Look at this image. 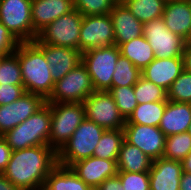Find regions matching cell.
Instances as JSON below:
<instances>
[{
	"instance_id": "cell-29",
	"label": "cell",
	"mask_w": 191,
	"mask_h": 190,
	"mask_svg": "<svg viewBox=\"0 0 191 190\" xmlns=\"http://www.w3.org/2000/svg\"><path fill=\"white\" fill-rule=\"evenodd\" d=\"M141 76V70L120 55L112 77V87L134 86Z\"/></svg>"
},
{
	"instance_id": "cell-11",
	"label": "cell",
	"mask_w": 191,
	"mask_h": 190,
	"mask_svg": "<svg viewBox=\"0 0 191 190\" xmlns=\"http://www.w3.org/2000/svg\"><path fill=\"white\" fill-rule=\"evenodd\" d=\"M86 118L106 130L124 129L126 120L108 91H95L84 102Z\"/></svg>"
},
{
	"instance_id": "cell-36",
	"label": "cell",
	"mask_w": 191,
	"mask_h": 190,
	"mask_svg": "<svg viewBox=\"0 0 191 190\" xmlns=\"http://www.w3.org/2000/svg\"><path fill=\"white\" fill-rule=\"evenodd\" d=\"M117 176L125 190H150L149 172L118 171Z\"/></svg>"
},
{
	"instance_id": "cell-9",
	"label": "cell",
	"mask_w": 191,
	"mask_h": 190,
	"mask_svg": "<svg viewBox=\"0 0 191 190\" xmlns=\"http://www.w3.org/2000/svg\"><path fill=\"white\" fill-rule=\"evenodd\" d=\"M32 0H0V22L19 42H32L37 38L34 31Z\"/></svg>"
},
{
	"instance_id": "cell-24",
	"label": "cell",
	"mask_w": 191,
	"mask_h": 190,
	"mask_svg": "<svg viewBox=\"0 0 191 190\" xmlns=\"http://www.w3.org/2000/svg\"><path fill=\"white\" fill-rule=\"evenodd\" d=\"M45 187L49 190H91L82 179H80L70 167L57 164L48 174Z\"/></svg>"
},
{
	"instance_id": "cell-2",
	"label": "cell",
	"mask_w": 191,
	"mask_h": 190,
	"mask_svg": "<svg viewBox=\"0 0 191 190\" xmlns=\"http://www.w3.org/2000/svg\"><path fill=\"white\" fill-rule=\"evenodd\" d=\"M15 53L21 66L25 92L41 95L46 100L55 82L44 52L32 41L20 42Z\"/></svg>"
},
{
	"instance_id": "cell-49",
	"label": "cell",
	"mask_w": 191,
	"mask_h": 190,
	"mask_svg": "<svg viewBox=\"0 0 191 190\" xmlns=\"http://www.w3.org/2000/svg\"><path fill=\"white\" fill-rule=\"evenodd\" d=\"M91 190H101L99 187L91 188Z\"/></svg>"
},
{
	"instance_id": "cell-46",
	"label": "cell",
	"mask_w": 191,
	"mask_h": 190,
	"mask_svg": "<svg viewBox=\"0 0 191 190\" xmlns=\"http://www.w3.org/2000/svg\"><path fill=\"white\" fill-rule=\"evenodd\" d=\"M33 190H49V189L47 187H45L44 185H42V186H39Z\"/></svg>"
},
{
	"instance_id": "cell-18",
	"label": "cell",
	"mask_w": 191,
	"mask_h": 190,
	"mask_svg": "<svg viewBox=\"0 0 191 190\" xmlns=\"http://www.w3.org/2000/svg\"><path fill=\"white\" fill-rule=\"evenodd\" d=\"M109 15L113 23L114 45L119 47L121 44L143 35V23L120 0L114 5Z\"/></svg>"
},
{
	"instance_id": "cell-3",
	"label": "cell",
	"mask_w": 191,
	"mask_h": 190,
	"mask_svg": "<svg viewBox=\"0 0 191 190\" xmlns=\"http://www.w3.org/2000/svg\"><path fill=\"white\" fill-rule=\"evenodd\" d=\"M51 128V108L46 102L25 121L6 132L2 137L13 151L48 145Z\"/></svg>"
},
{
	"instance_id": "cell-20",
	"label": "cell",
	"mask_w": 191,
	"mask_h": 190,
	"mask_svg": "<svg viewBox=\"0 0 191 190\" xmlns=\"http://www.w3.org/2000/svg\"><path fill=\"white\" fill-rule=\"evenodd\" d=\"M72 10H74L72 0H32L31 15L34 31L38 34L51 22Z\"/></svg>"
},
{
	"instance_id": "cell-45",
	"label": "cell",
	"mask_w": 191,
	"mask_h": 190,
	"mask_svg": "<svg viewBox=\"0 0 191 190\" xmlns=\"http://www.w3.org/2000/svg\"><path fill=\"white\" fill-rule=\"evenodd\" d=\"M185 41H186V43H190L191 44V29H190V32H189V34H188V36H187Z\"/></svg>"
},
{
	"instance_id": "cell-14",
	"label": "cell",
	"mask_w": 191,
	"mask_h": 190,
	"mask_svg": "<svg viewBox=\"0 0 191 190\" xmlns=\"http://www.w3.org/2000/svg\"><path fill=\"white\" fill-rule=\"evenodd\" d=\"M45 103L41 95L26 92L11 104L0 105V136L25 121Z\"/></svg>"
},
{
	"instance_id": "cell-27",
	"label": "cell",
	"mask_w": 191,
	"mask_h": 190,
	"mask_svg": "<svg viewBox=\"0 0 191 190\" xmlns=\"http://www.w3.org/2000/svg\"><path fill=\"white\" fill-rule=\"evenodd\" d=\"M124 140V129L105 130L93 152V156L102 159L117 160Z\"/></svg>"
},
{
	"instance_id": "cell-23",
	"label": "cell",
	"mask_w": 191,
	"mask_h": 190,
	"mask_svg": "<svg viewBox=\"0 0 191 190\" xmlns=\"http://www.w3.org/2000/svg\"><path fill=\"white\" fill-rule=\"evenodd\" d=\"M152 161L141 149L124 140L117 159V169L136 173L149 172Z\"/></svg>"
},
{
	"instance_id": "cell-31",
	"label": "cell",
	"mask_w": 191,
	"mask_h": 190,
	"mask_svg": "<svg viewBox=\"0 0 191 190\" xmlns=\"http://www.w3.org/2000/svg\"><path fill=\"white\" fill-rule=\"evenodd\" d=\"M138 105L157 101H167V91L142 76L133 86Z\"/></svg>"
},
{
	"instance_id": "cell-48",
	"label": "cell",
	"mask_w": 191,
	"mask_h": 190,
	"mask_svg": "<svg viewBox=\"0 0 191 190\" xmlns=\"http://www.w3.org/2000/svg\"><path fill=\"white\" fill-rule=\"evenodd\" d=\"M4 57H5L4 55H0V64H1L2 59H3Z\"/></svg>"
},
{
	"instance_id": "cell-38",
	"label": "cell",
	"mask_w": 191,
	"mask_h": 190,
	"mask_svg": "<svg viewBox=\"0 0 191 190\" xmlns=\"http://www.w3.org/2000/svg\"><path fill=\"white\" fill-rule=\"evenodd\" d=\"M19 41L11 32L0 22V55H10L15 52Z\"/></svg>"
},
{
	"instance_id": "cell-13",
	"label": "cell",
	"mask_w": 191,
	"mask_h": 190,
	"mask_svg": "<svg viewBox=\"0 0 191 190\" xmlns=\"http://www.w3.org/2000/svg\"><path fill=\"white\" fill-rule=\"evenodd\" d=\"M125 140L137 146L152 160L163 157L166 135L159 127L141 124H125Z\"/></svg>"
},
{
	"instance_id": "cell-25",
	"label": "cell",
	"mask_w": 191,
	"mask_h": 190,
	"mask_svg": "<svg viewBox=\"0 0 191 190\" xmlns=\"http://www.w3.org/2000/svg\"><path fill=\"white\" fill-rule=\"evenodd\" d=\"M119 49L121 55L141 71L155 59L153 49L143 35L121 44Z\"/></svg>"
},
{
	"instance_id": "cell-21",
	"label": "cell",
	"mask_w": 191,
	"mask_h": 190,
	"mask_svg": "<svg viewBox=\"0 0 191 190\" xmlns=\"http://www.w3.org/2000/svg\"><path fill=\"white\" fill-rule=\"evenodd\" d=\"M162 18L169 31L186 40L191 29V0L166 2Z\"/></svg>"
},
{
	"instance_id": "cell-16",
	"label": "cell",
	"mask_w": 191,
	"mask_h": 190,
	"mask_svg": "<svg viewBox=\"0 0 191 190\" xmlns=\"http://www.w3.org/2000/svg\"><path fill=\"white\" fill-rule=\"evenodd\" d=\"M35 44L44 52L54 82L62 79L68 72L82 63V52L77 49L43 43Z\"/></svg>"
},
{
	"instance_id": "cell-47",
	"label": "cell",
	"mask_w": 191,
	"mask_h": 190,
	"mask_svg": "<svg viewBox=\"0 0 191 190\" xmlns=\"http://www.w3.org/2000/svg\"><path fill=\"white\" fill-rule=\"evenodd\" d=\"M187 132L191 135V123H190V125H189V127H188Z\"/></svg>"
},
{
	"instance_id": "cell-8",
	"label": "cell",
	"mask_w": 191,
	"mask_h": 190,
	"mask_svg": "<svg viewBox=\"0 0 191 190\" xmlns=\"http://www.w3.org/2000/svg\"><path fill=\"white\" fill-rule=\"evenodd\" d=\"M82 19L83 15L74 9L42 29L33 42L79 50Z\"/></svg>"
},
{
	"instance_id": "cell-7",
	"label": "cell",
	"mask_w": 191,
	"mask_h": 190,
	"mask_svg": "<svg viewBox=\"0 0 191 190\" xmlns=\"http://www.w3.org/2000/svg\"><path fill=\"white\" fill-rule=\"evenodd\" d=\"M95 89L87 67L80 63L68 72L62 79L54 83L47 103H83Z\"/></svg>"
},
{
	"instance_id": "cell-10",
	"label": "cell",
	"mask_w": 191,
	"mask_h": 190,
	"mask_svg": "<svg viewBox=\"0 0 191 190\" xmlns=\"http://www.w3.org/2000/svg\"><path fill=\"white\" fill-rule=\"evenodd\" d=\"M143 36L153 49L155 58L168 59L183 56L185 39L169 31L162 17L144 23Z\"/></svg>"
},
{
	"instance_id": "cell-42",
	"label": "cell",
	"mask_w": 191,
	"mask_h": 190,
	"mask_svg": "<svg viewBox=\"0 0 191 190\" xmlns=\"http://www.w3.org/2000/svg\"><path fill=\"white\" fill-rule=\"evenodd\" d=\"M179 190H191V173H182Z\"/></svg>"
},
{
	"instance_id": "cell-39",
	"label": "cell",
	"mask_w": 191,
	"mask_h": 190,
	"mask_svg": "<svg viewBox=\"0 0 191 190\" xmlns=\"http://www.w3.org/2000/svg\"><path fill=\"white\" fill-rule=\"evenodd\" d=\"M11 147L7 144L6 140L0 136V173H2L11 158L12 154Z\"/></svg>"
},
{
	"instance_id": "cell-6",
	"label": "cell",
	"mask_w": 191,
	"mask_h": 190,
	"mask_svg": "<svg viewBox=\"0 0 191 190\" xmlns=\"http://www.w3.org/2000/svg\"><path fill=\"white\" fill-rule=\"evenodd\" d=\"M121 55L116 45L93 48L82 52V63L87 67L95 91H108Z\"/></svg>"
},
{
	"instance_id": "cell-41",
	"label": "cell",
	"mask_w": 191,
	"mask_h": 190,
	"mask_svg": "<svg viewBox=\"0 0 191 190\" xmlns=\"http://www.w3.org/2000/svg\"><path fill=\"white\" fill-rule=\"evenodd\" d=\"M182 57H183L184 70L191 73V44L190 43H186Z\"/></svg>"
},
{
	"instance_id": "cell-32",
	"label": "cell",
	"mask_w": 191,
	"mask_h": 190,
	"mask_svg": "<svg viewBox=\"0 0 191 190\" xmlns=\"http://www.w3.org/2000/svg\"><path fill=\"white\" fill-rule=\"evenodd\" d=\"M108 92L114 99L120 114L127 120L138 106L133 86L111 87Z\"/></svg>"
},
{
	"instance_id": "cell-26",
	"label": "cell",
	"mask_w": 191,
	"mask_h": 190,
	"mask_svg": "<svg viewBox=\"0 0 191 190\" xmlns=\"http://www.w3.org/2000/svg\"><path fill=\"white\" fill-rule=\"evenodd\" d=\"M167 101L139 104L125 124H141L158 127L163 117Z\"/></svg>"
},
{
	"instance_id": "cell-33",
	"label": "cell",
	"mask_w": 191,
	"mask_h": 190,
	"mask_svg": "<svg viewBox=\"0 0 191 190\" xmlns=\"http://www.w3.org/2000/svg\"><path fill=\"white\" fill-rule=\"evenodd\" d=\"M23 85L18 55L14 52L5 56L0 64V85Z\"/></svg>"
},
{
	"instance_id": "cell-19",
	"label": "cell",
	"mask_w": 191,
	"mask_h": 190,
	"mask_svg": "<svg viewBox=\"0 0 191 190\" xmlns=\"http://www.w3.org/2000/svg\"><path fill=\"white\" fill-rule=\"evenodd\" d=\"M183 70V57L155 58L141 73L143 78L168 91Z\"/></svg>"
},
{
	"instance_id": "cell-22",
	"label": "cell",
	"mask_w": 191,
	"mask_h": 190,
	"mask_svg": "<svg viewBox=\"0 0 191 190\" xmlns=\"http://www.w3.org/2000/svg\"><path fill=\"white\" fill-rule=\"evenodd\" d=\"M190 123L191 103L167 100L163 117L158 126L166 137L187 132Z\"/></svg>"
},
{
	"instance_id": "cell-17",
	"label": "cell",
	"mask_w": 191,
	"mask_h": 190,
	"mask_svg": "<svg viewBox=\"0 0 191 190\" xmlns=\"http://www.w3.org/2000/svg\"><path fill=\"white\" fill-rule=\"evenodd\" d=\"M182 163L161 157L153 160L149 170L150 190H179Z\"/></svg>"
},
{
	"instance_id": "cell-34",
	"label": "cell",
	"mask_w": 191,
	"mask_h": 190,
	"mask_svg": "<svg viewBox=\"0 0 191 190\" xmlns=\"http://www.w3.org/2000/svg\"><path fill=\"white\" fill-rule=\"evenodd\" d=\"M167 100L191 103V73L183 70L167 91Z\"/></svg>"
},
{
	"instance_id": "cell-4",
	"label": "cell",
	"mask_w": 191,
	"mask_h": 190,
	"mask_svg": "<svg viewBox=\"0 0 191 190\" xmlns=\"http://www.w3.org/2000/svg\"><path fill=\"white\" fill-rule=\"evenodd\" d=\"M105 130L85 118L65 145L57 152V164L70 167L77 161L92 157Z\"/></svg>"
},
{
	"instance_id": "cell-28",
	"label": "cell",
	"mask_w": 191,
	"mask_h": 190,
	"mask_svg": "<svg viewBox=\"0 0 191 190\" xmlns=\"http://www.w3.org/2000/svg\"><path fill=\"white\" fill-rule=\"evenodd\" d=\"M141 22L146 23L161 18L165 3L163 0H120Z\"/></svg>"
},
{
	"instance_id": "cell-15",
	"label": "cell",
	"mask_w": 191,
	"mask_h": 190,
	"mask_svg": "<svg viewBox=\"0 0 191 190\" xmlns=\"http://www.w3.org/2000/svg\"><path fill=\"white\" fill-rule=\"evenodd\" d=\"M70 168L91 188L99 187L107 178L117 175V160L102 159L95 156L77 161Z\"/></svg>"
},
{
	"instance_id": "cell-30",
	"label": "cell",
	"mask_w": 191,
	"mask_h": 190,
	"mask_svg": "<svg viewBox=\"0 0 191 190\" xmlns=\"http://www.w3.org/2000/svg\"><path fill=\"white\" fill-rule=\"evenodd\" d=\"M191 151V135L188 132L166 137L163 157L182 161Z\"/></svg>"
},
{
	"instance_id": "cell-35",
	"label": "cell",
	"mask_w": 191,
	"mask_h": 190,
	"mask_svg": "<svg viewBox=\"0 0 191 190\" xmlns=\"http://www.w3.org/2000/svg\"><path fill=\"white\" fill-rule=\"evenodd\" d=\"M119 0H74V9L83 16L109 14Z\"/></svg>"
},
{
	"instance_id": "cell-40",
	"label": "cell",
	"mask_w": 191,
	"mask_h": 190,
	"mask_svg": "<svg viewBox=\"0 0 191 190\" xmlns=\"http://www.w3.org/2000/svg\"><path fill=\"white\" fill-rule=\"evenodd\" d=\"M101 190H125L120 178L116 175L111 178H107L99 186Z\"/></svg>"
},
{
	"instance_id": "cell-5",
	"label": "cell",
	"mask_w": 191,
	"mask_h": 190,
	"mask_svg": "<svg viewBox=\"0 0 191 190\" xmlns=\"http://www.w3.org/2000/svg\"><path fill=\"white\" fill-rule=\"evenodd\" d=\"M51 128L48 146L58 152L86 118L83 103H48Z\"/></svg>"
},
{
	"instance_id": "cell-43",
	"label": "cell",
	"mask_w": 191,
	"mask_h": 190,
	"mask_svg": "<svg viewBox=\"0 0 191 190\" xmlns=\"http://www.w3.org/2000/svg\"><path fill=\"white\" fill-rule=\"evenodd\" d=\"M0 190H20L10 180H8L2 173H0Z\"/></svg>"
},
{
	"instance_id": "cell-44",
	"label": "cell",
	"mask_w": 191,
	"mask_h": 190,
	"mask_svg": "<svg viewBox=\"0 0 191 190\" xmlns=\"http://www.w3.org/2000/svg\"><path fill=\"white\" fill-rule=\"evenodd\" d=\"M183 172L191 173V151L189 154L181 161Z\"/></svg>"
},
{
	"instance_id": "cell-12",
	"label": "cell",
	"mask_w": 191,
	"mask_h": 190,
	"mask_svg": "<svg viewBox=\"0 0 191 190\" xmlns=\"http://www.w3.org/2000/svg\"><path fill=\"white\" fill-rule=\"evenodd\" d=\"M79 34L81 52L115 43L113 23L109 14L83 16Z\"/></svg>"
},
{
	"instance_id": "cell-1",
	"label": "cell",
	"mask_w": 191,
	"mask_h": 190,
	"mask_svg": "<svg viewBox=\"0 0 191 190\" xmlns=\"http://www.w3.org/2000/svg\"><path fill=\"white\" fill-rule=\"evenodd\" d=\"M56 165L57 152L48 145H38L12 151L2 174L20 190H33L45 184Z\"/></svg>"
},
{
	"instance_id": "cell-37",
	"label": "cell",
	"mask_w": 191,
	"mask_h": 190,
	"mask_svg": "<svg viewBox=\"0 0 191 190\" xmlns=\"http://www.w3.org/2000/svg\"><path fill=\"white\" fill-rule=\"evenodd\" d=\"M24 85H0V105H8L25 94Z\"/></svg>"
}]
</instances>
